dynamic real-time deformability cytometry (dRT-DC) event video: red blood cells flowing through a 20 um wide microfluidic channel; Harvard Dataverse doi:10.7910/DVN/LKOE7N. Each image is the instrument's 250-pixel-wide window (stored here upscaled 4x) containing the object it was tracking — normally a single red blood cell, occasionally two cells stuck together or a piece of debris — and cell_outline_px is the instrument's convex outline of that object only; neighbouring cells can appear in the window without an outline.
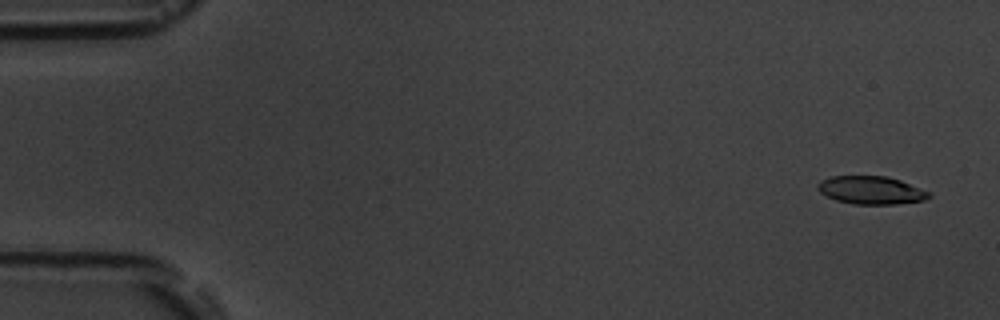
{"species": "common noctule bat (a hibernating species)", "species_latin": "Nyctalus noctula", "temperature_condition": "room temperature", "stored_images_in_passage": 7, "camera_frame_rate_fps": 3000, "um_per_image_px": 0.085, "animal": {"sex": "male", "body_mass_g": 19.5, "forearm_length_mm": 54.6}, "frame": {"image": 1, "passage_image": 1, "time_ms": 0.0, "image_size_px": [1000, 320], "cell_outline_px": [[932, 196], [924, 200], [896, 204], [852, 204], [836, 200], [820, 192], [816, 188], [816, 184], [820, 180], [832, 176], [888, 176], [900, 180], [932, 192]], "centroid_in_image_um": [74.05, 16.16], "position_along_channel_um": 10.9, "area_um2": 18.32}}
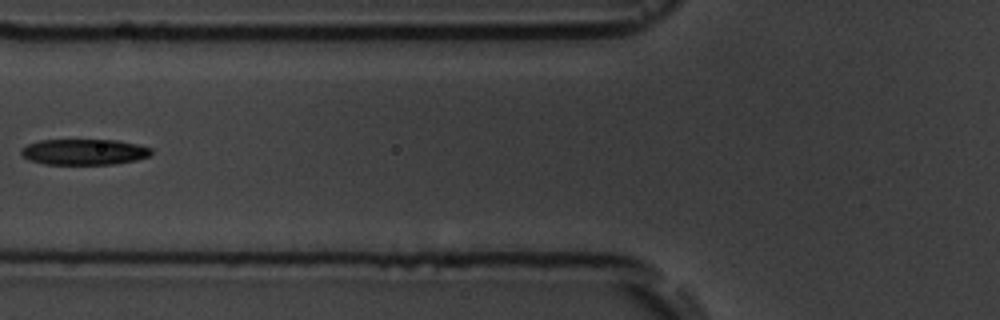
{"frame": {"image": 2, "passage_image": 6, "time_ms": 6.667, "image_size_px": [1000, 320], "cell_outline_px": [[152, 152], [148, 156], [136, 160], [112, 164], [44, 164], [28, 160], [20, 152], [20, 148], [28, 144], [40, 140], [116, 140], [136, 144], [152, 148]], "centroid_in_image_um": [7.12, 12.91], "position_along_channel_um": 118.7, "area_um2": 19.54}}
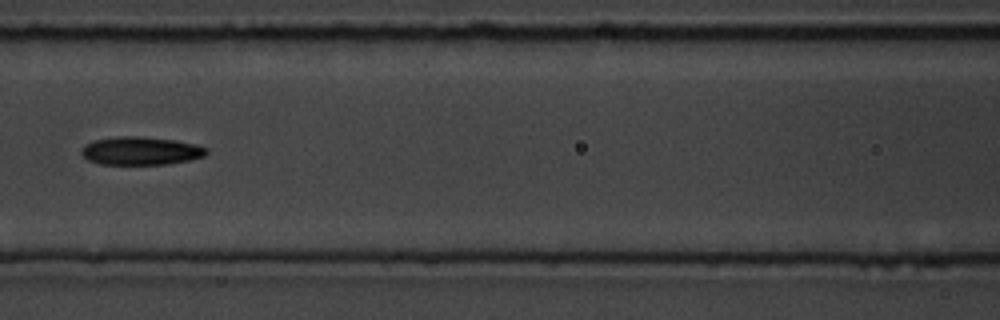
{"frame": {"image": 3, "passage_image": 7, "time_ms": 7.667, "image_size_px": [1000, 320], "cell_outline_px": [[208, 152], [204, 156], [192, 160], [168, 164], [100, 164], [88, 160], [80, 152], [84, 144], [96, 140], [120, 136], [136, 136], [172, 140], [196, 144], [208, 148]], "centroid_in_image_um": [11.99, 12.83], "position_along_channel_um": 154.6, "area_um2": 20.46}}